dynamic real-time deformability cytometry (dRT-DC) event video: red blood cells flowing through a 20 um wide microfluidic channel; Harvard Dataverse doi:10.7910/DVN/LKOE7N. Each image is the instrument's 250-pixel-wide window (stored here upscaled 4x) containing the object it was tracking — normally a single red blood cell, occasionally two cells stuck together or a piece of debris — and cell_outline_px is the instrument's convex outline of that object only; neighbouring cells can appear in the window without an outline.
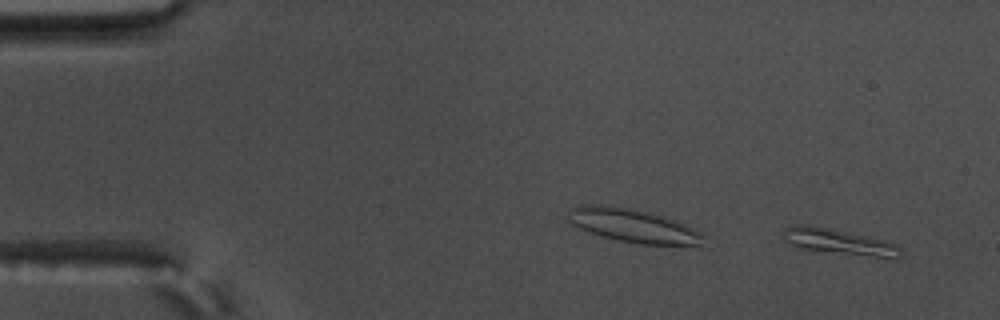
{"species": "common noctule bat (a hibernating species)", "species_latin": "Nyctalus noctula", "temperature_condition": "warm", "stored_images_in_passage": 59, "camera_frame_rate_fps": 3000, "um_per_image_px": 0.085, "animal": {"sex": "male", "body_mass_g": 17.5, "forearm_length_mm": 52.3}, "frame": {"image": 1, "passage_image": 4, "time_ms": 1.0, "image_size_px": [1000, 320], "cell_outline_px": [[904, 256], [896, 260], [804, 248], [792, 244], [784, 240], [784, 228], [792, 224], [808, 224], [868, 236], [900, 244], [904, 252]], "centroid_in_image_um": [71.49, 20.56], "position_along_channel_um": 13.5, "area_um2": 17.74}}
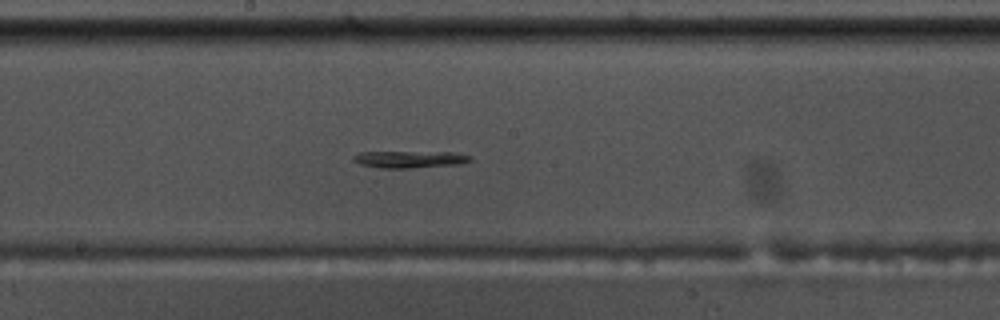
{"frame": {"image": 2, "passage_image": 32, "time_ms": 10.333, "image_size_px": [1000, 320], "cell_outline_px": [[472, 160], [460, 164], [412, 168], [380, 168], [360, 164], [352, 160], [352, 156], [360, 152], [452, 152], [472, 156]], "centroid_in_image_um": [34.82, 13.54], "position_along_channel_um": 213.4, "area_um2": 11.62}}
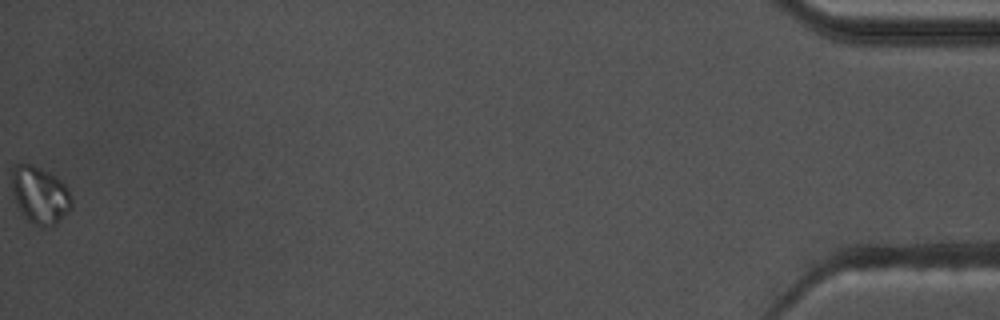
{"frame": {"image": 3, "passage_image": 59, "time_ms": 19.333, "image_size_px": [1000, 320], "cell_outline_px": [[72, 208], [56, 224], [48, 228], [44, 228], [32, 224], [24, 216], [12, 192], [12, 168], [16, 164], [32, 164], [56, 176], [68, 188], [72, 200]], "centroid_in_image_um": [3.42, 16.6], "position_along_channel_um": 431.8, "area_um2": 20.0}}